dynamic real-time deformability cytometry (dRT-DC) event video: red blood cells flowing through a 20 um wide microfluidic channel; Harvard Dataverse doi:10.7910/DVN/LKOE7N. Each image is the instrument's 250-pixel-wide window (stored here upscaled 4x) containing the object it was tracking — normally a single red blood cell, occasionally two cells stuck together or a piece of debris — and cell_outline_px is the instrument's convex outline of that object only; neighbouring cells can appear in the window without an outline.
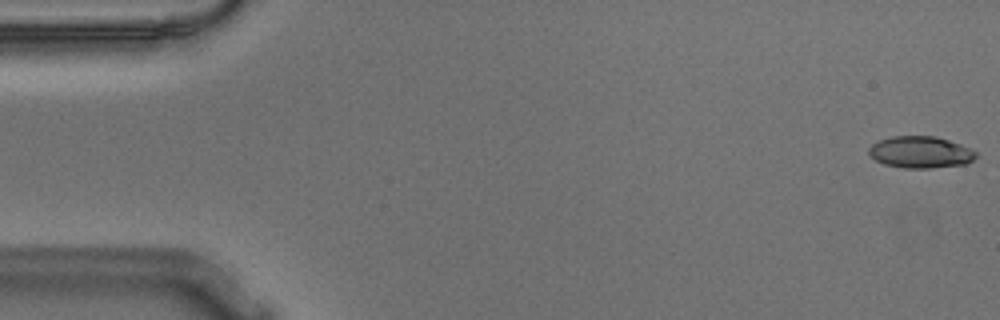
{"species": "Egyptian fruit bat (a non-hibernating species)", "species_latin": "Rousettus aegyptiacus", "temperature_condition": "warm", "stored_images_in_passage": 55, "camera_frame_rate_fps": 3000, "um_per_image_px": 0.085, "animal": {"sex": "male"}, "frame": {"image": 1, "passage_image": 1, "time_ms": 0.0, "image_size_px": [1000, 320], "cell_outline_px": [[976, 156], [968, 164], [932, 168], [904, 168], [884, 164], [876, 160], [868, 152], [868, 148], [872, 144], [880, 140], [892, 136], [936, 136], [960, 144], [976, 152]], "centroid_in_image_um": [78.24, 12.94], "position_along_channel_um": 6.8, "area_um2": 19.77}}
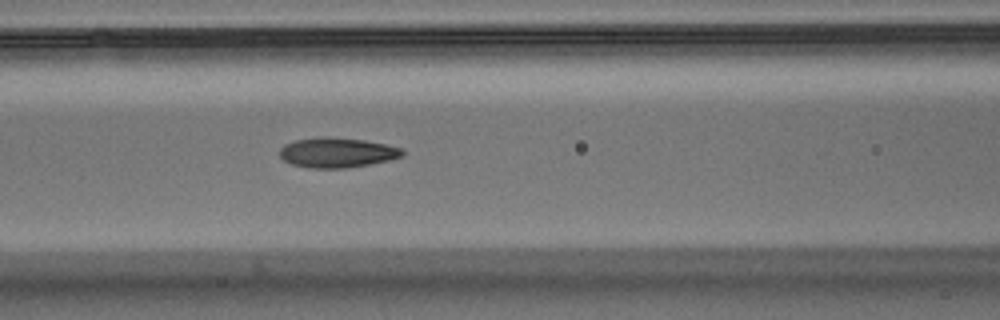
{"frame": {"image": 2, "passage_image": 23, "time_ms": 7.333, "image_size_px": [1000, 320], "cell_outline_px": [[404, 156], [388, 160], [348, 168], [308, 168], [292, 164], [284, 160], [280, 156], [280, 148], [284, 144], [296, 140], [320, 136], [328, 136], [364, 140], [384, 144], [400, 148], [404, 152]], "centroid_in_image_um": [28.62, 12.96], "position_along_channel_um": 138.0, "area_um2": 21.39}}
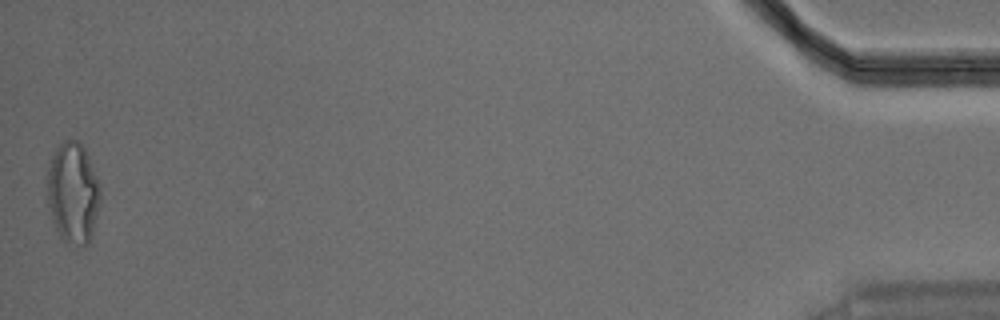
{"frame": {"image": 3, "passage_image": 55, "time_ms": 18.0, "image_size_px": [1000, 320], "cell_outline_px": [[100, 200], [92, 232], [88, 244], [80, 244], [64, 240], [60, 236], [52, 220], [44, 196], [48, 168], [52, 152], [64, 140], [76, 140], [84, 148], [88, 156], [100, 184]], "centroid_in_image_um": [6.15, 16.35], "position_along_channel_um": 429.0, "area_um2": 31.39}, "authors_computed_cell_mechanics": {"area_um2": 21.0392, "velocity_mm_per_s": 3.6306, "shape_relaxation_time_tau1_ms": 5.4936, "shape_relaxation_time_tau2_ms": 1.7903, "deformation_change_tau1": 0.2174, "deformation_change_tau2": 0.095}}